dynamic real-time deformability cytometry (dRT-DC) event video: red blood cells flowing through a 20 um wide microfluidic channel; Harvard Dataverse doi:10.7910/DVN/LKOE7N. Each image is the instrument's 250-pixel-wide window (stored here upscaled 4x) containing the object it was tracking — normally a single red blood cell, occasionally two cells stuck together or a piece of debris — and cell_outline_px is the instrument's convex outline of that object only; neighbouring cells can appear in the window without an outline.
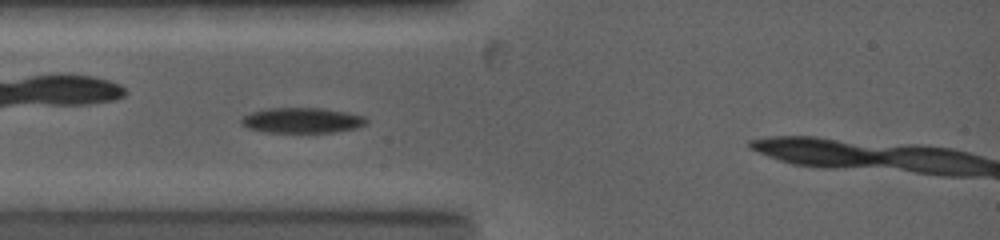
{"species": "common noctule bat (a hibernating species)", "species_latin": "Nyctalus noctula", "temperature_condition": "warm", "stored_images_in_passage": 2, "camera_frame_rate_fps": 5000, "um_per_image_px": 0.085, "animal": {"sex": "female", "body_mass_g": 19.0, "forearm_length_mm": 53.3}, "frame": {"image": 1, "passage_image": 2, "time_ms": 0.6, "image_size_px": [1000, 240], "cell_outline_px": [[368, 124], [356, 128], [332, 132], [264, 132], [248, 128], [240, 124], [240, 120], [244, 116], [252, 112], [268, 108], [324, 108], [348, 112], [364, 116], [368, 120]], "centroid_in_image_um": [25.69, 10.23], "position_along_channel_um": 59.3, "area_um2": 18.55}}